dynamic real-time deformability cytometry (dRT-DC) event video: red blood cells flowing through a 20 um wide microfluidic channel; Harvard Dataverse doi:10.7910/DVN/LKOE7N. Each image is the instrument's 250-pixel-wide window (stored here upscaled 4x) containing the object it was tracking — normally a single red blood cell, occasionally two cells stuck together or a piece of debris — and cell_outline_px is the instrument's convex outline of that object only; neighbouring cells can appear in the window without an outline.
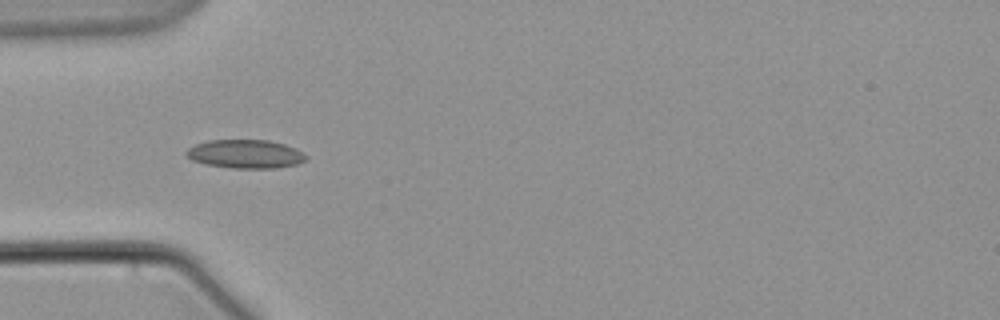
{"species": "common noctule bat (a hibernating species)", "species_latin": "Nyctalus noctula", "temperature_condition": "warm", "stored_images_in_passage": 5, "camera_frame_rate_fps": 3000, "um_per_image_px": 0.085, "animal": {"sex": "male", "body_mass_g": 21.5, "forearm_length_mm": 52.0}, "frame": {"image": 1, "passage_image": 4, "time_ms": 4.667, "image_size_px": [1000, 320], "cell_outline_px": [[308, 156], [304, 160], [296, 164], [276, 168], [232, 168], [204, 164], [192, 160], [184, 156], [184, 152], [188, 148], [196, 144], [208, 140], [268, 140], [284, 144], [296, 148]], "centroid_in_image_um": [20.82, 13.09], "position_along_channel_um": 64.2, "area_um2": 20.06}}
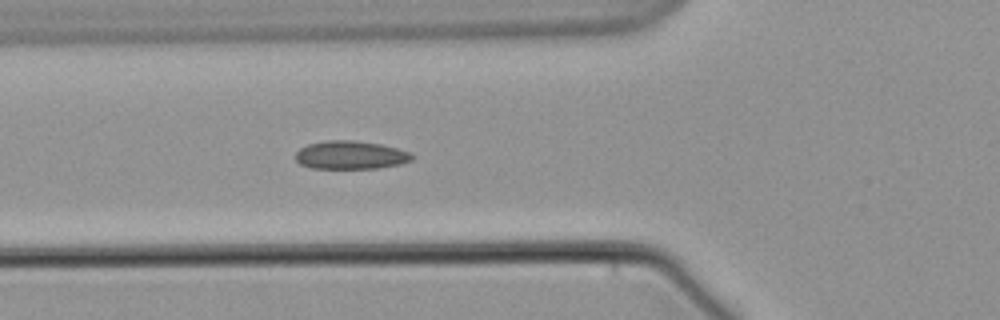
{"frame": {"image": 2, "passage_image": 5, "time_ms": 5.667, "image_size_px": [1000, 320], "cell_outline_px": [[416, 156], [412, 160], [400, 164], [380, 168], [312, 168], [300, 164], [296, 160], [296, 152], [300, 148], [308, 144], [328, 140], [352, 140], [380, 144], [412, 152]], "centroid_in_image_um": [29.83, 13.18], "position_along_channel_um": 96.0, "area_um2": 19.25}}